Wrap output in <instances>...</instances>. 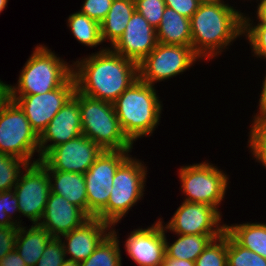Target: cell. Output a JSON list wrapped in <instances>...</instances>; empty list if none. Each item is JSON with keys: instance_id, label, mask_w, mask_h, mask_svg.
I'll return each mask as SVG.
<instances>
[{"instance_id": "cell-40", "label": "cell", "mask_w": 266, "mask_h": 266, "mask_svg": "<svg viewBox=\"0 0 266 266\" xmlns=\"http://www.w3.org/2000/svg\"><path fill=\"white\" fill-rule=\"evenodd\" d=\"M11 101V85L0 80V113Z\"/></svg>"}, {"instance_id": "cell-39", "label": "cell", "mask_w": 266, "mask_h": 266, "mask_svg": "<svg viewBox=\"0 0 266 266\" xmlns=\"http://www.w3.org/2000/svg\"><path fill=\"white\" fill-rule=\"evenodd\" d=\"M0 266H27L25 261L19 255V253L14 249L12 252L7 253V255L0 260Z\"/></svg>"}, {"instance_id": "cell-9", "label": "cell", "mask_w": 266, "mask_h": 266, "mask_svg": "<svg viewBox=\"0 0 266 266\" xmlns=\"http://www.w3.org/2000/svg\"><path fill=\"white\" fill-rule=\"evenodd\" d=\"M199 58L190 46L158 43L138 63L139 79L154 86L155 82L167 80L183 73Z\"/></svg>"}, {"instance_id": "cell-32", "label": "cell", "mask_w": 266, "mask_h": 266, "mask_svg": "<svg viewBox=\"0 0 266 266\" xmlns=\"http://www.w3.org/2000/svg\"><path fill=\"white\" fill-rule=\"evenodd\" d=\"M251 18L243 17V34L246 35L254 55L266 58V23H258L256 26L250 23Z\"/></svg>"}, {"instance_id": "cell-44", "label": "cell", "mask_w": 266, "mask_h": 266, "mask_svg": "<svg viewBox=\"0 0 266 266\" xmlns=\"http://www.w3.org/2000/svg\"><path fill=\"white\" fill-rule=\"evenodd\" d=\"M61 266H81V264L79 262L66 259Z\"/></svg>"}, {"instance_id": "cell-5", "label": "cell", "mask_w": 266, "mask_h": 266, "mask_svg": "<svg viewBox=\"0 0 266 266\" xmlns=\"http://www.w3.org/2000/svg\"><path fill=\"white\" fill-rule=\"evenodd\" d=\"M82 134L103 150H131L133 143L124 134L113 103L79 92Z\"/></svg>"}, {"instance_id": "cell-17", "label": "cell", "mask_w": 266, "mask_h": 266, "mask_svg": "<svg viewBox=\"0 0 266 266\" xmlns=\"http://www.w3.org/2000/svg\"><path fill=\"white\" fill-rule=\"evenodd\" d=\"M157 44L156 29L135 10L124 33L112 46V50L138 64Z\"/></svg>"}, {"instance_id": "cell-42", "label": "cell", "mask_w": 266, "mask_h": 266, "mask_svg": "<svg viewBox=\"0 0 266 266\" xmlns=\"http://www.w3.org/2000/svg\"><path fill=\"white\" fill-rule=\"evenodd\" d=\"M259 113L260 115H266V76L263 81L261 96L259 99Z\"/></svg>"}, {"instance_id": "cell-45", "label": "cell", "mask_w": 266, "mask_h": 266, "mask_svg": "<svg viewBox=\"0 0 266 266\" xmlns=\"http://www.w3.org/2000/svg\"><path fill=\"white\" fill-rule=\"evenodd\" d=\"M7 3H8V0H0V13L6 7Z\"/></svg>"}, {"instance_id": "cell-35", "label": "cell", "mask_w": 266, "mask_h": 266, "mask_svg": "<svg viewBox=\"0 0 266 266\" xmlns=\"http://www.w3.org/2000/svg\"><path fill=\"white\" fill-rule=\"evenodd\" d=\"M63 238H52L35 266H61L66 260L62 244Z\"/></svg>"}, {"instance_id": "cell-7", "label": "cell", "mask_w": 266, "mask_h": 266, "mask_svg": "<svg viewBox=\"0 0 266 266\" xmlns=\"http://www.w3.org/2000/svg\"><path fill=\"white\" fill-rule=\"evenodd\" d=\"M35 152L40 153L39 136L31 128L23 110L11 100L0 113V153L29 164Z\"/></svg>"}, {"instance_id": "cell-21", "label": "cell", "mask_w": 266, "mask_h": 266, "mask_svg": "<svg viewBox=\"0 0 266 266\" xmlns=\"http://www.w3.org/2000/svg\"><path fill=\"white\" fill-rule=\"evenodd\" d=\"M27 230L26 227L19 226L15 240V250L27 266H35L41 258L45 247L53 237L38 224L32 225Z\"/></svg>"}, {"instance_id": "cell-41", "label": "cell", "mask_w": 266, "mask_h": 266, "mask_svg": "<svg viewBox=\"0 0 266 266\" xmlns=\"http://www.w3.org/2000/svg\"><path fill=\"white\" fill-rule=\"evenodd\" d=\"M163 266H195V262L184 259L169 258L165 255Z\"/></svg>"}, {"instance_id": "cell-13", "label": "cell", "mask_w": 266, "mask_h": 266, "mask_svg": "<svg viewBox=\"0 0 266 266\" xmlns=\"http://www.w3.org/2000/svg\"><path fill=\"white\" fill-rule=\"evenodd\" d=\"M102 151L99 145L81 134L52 148L40 161L47 170L85 174Z\"/></svg>"}, {"instance_id": "cell-37", "label": "cell", "mask_w": 266, "mask_h": 266, "mask_svg": "<svg viewBox=\"0 0 266 266\" xmlns=\"http://www.w3.org/2000/svg\"><path fill=\"white\" fill-rule=\"evenodd\" d=\"M18 228L19 226H0V260H2L7 253H10L15 249Z\"/></svg>"}, {"instance_id": "cell-29", "label": "cell", "mask_w": 266, "mask_h": 266, "mask_svg": "<svg viewBox=\"0 0 266 266\" xmlns=\"http://www.w3.org/2000/svg\"><path fill=\"white\" fill-rule=\"evenodd\" d=\"M195 266H227V232L213 239L195 260Z\"/></svg>"}, {"instance_id": "cell-23", "label": "cell", "mask_w": 266, "mask_h": 266, "mask_svg": "<svg viewBox=\"0 0 266 266\" xmlns=\"http://www.w3.org/2000/svg\"><path fill=\"white\" fill-rule=\"evenodd\" d=\"M134 11V0H113L106 18L100 23L102 42L108 39L113 46L124 33Z\"/></svg>"}, {"instance_id": "cell-20", "label": "cell", "mask_w": 266, "mask_h": 266, "mask_svg": "<svg viewBox=\"0 0 266 266\" xmlns=\"http://www.w3.org/2000/svg\"><path fill=\"white\" fill-rule=\"evenodd\" d=\"M48 177L51 193L63 196L87 214V193L83 173L48 170Z\"/></svg>"}, {"instance_id": "cell-1", "label": "cell", "mask_w": 266, "mask_h": 266, "mask_svg": "<svg viewBox=\"0 0 266 266\" xmlns=\"http://www.w3.org/2000/svg\"><path fill=\"white\" fill-rule=\"evenodd\" d=\"M73 65L76 90L110 103L139 79L138 64L109 47Z\"/></svg>"}, {"instance_id": "cell-3", "label": "cell", "mask_w": 266, "mask_h": 266, "mask_svg": "<svg viewBox=\"0 0 266 266\" xmlns=\"http://www.w3.org/2000/svg\"><path fill=\"white\" fill-rule=\"evenodd\" d=\"M161 105L153 85L140 79L113 102L120 126L132 143L153 133L159 124Z\"/></svg>"}, {"instance_id": "cell-30", "label": "cell", "mask_w": 266, "mask_h": 266, "mask_svg": "<svg viewBox=\"0 0 266 266\" xmlns=\"http://www.w3.org/2000/svg\"><path fill=\"white\" fill-rule=\"evenodd\" d=\"M27 164L20 158L0 153V192L14 188L22 172L21 168Z\"/></svg>"}, {"instance_id": "cell-19", "label": "cell", "mask_w": 266, "mask_h": 266, "mask_svg": "<svg viewBox=\"0 0 266 266\" xmlns=\"http://www.w3.org/2000/svg\"><path fill=\"white\" fill-rule=\"evenodd\" d=\"M110 227L112 228L110 224L101 219L90 218L79 228L62 235L66 240V243L65 240L62 242L65 255L71 256L66 259L79 263L85 261L111 233Z\"/></svg>"}, {"instance_id": "cell-8", "label": "cell", "mask_w": 266, "mask_h": 266, "mask_svg": "<svg viewBox=\"0 0 266 266\" xmlns=\"http://www.w3.org/2000/svg\"><path fill=\"white\" fill-rule=\"evenodd\" d=\"M184 201L218 207L225 196L228 177L208 162L181 167L179 170Z\"/></svg>"}, {"instance_id": "cell-31", "label": "cell", "mask_w": 266, "mask_h": 266, "mask_svg": "<svg viewBox=\"0 0 266 266\" xmlns=\"http://www.w3.org/2000/svg\"><path fill=\"white\" fill-rule=\"evenodd\" d=\"M253 120L248 145L256 160L266 168V115L257 114Z\"/></svg>"}, {"instance_id": "cell-27", "label": "cell", "mask_w": 266, "mask_h": 266, "mask_svg": "<svg viewBox=\"0 0 266 266\" xmlns=\"http://www.w3.org/2000/svg\"><path fill=\"white\" fill-rule=\"evenodd\" d=\"M117 238V233L111 228V233L80 263L81 266H121L120 241Z\"/></svg>"}, {"instance_id": "cell-10", "label": "cell", "mask_w": 266, "mask_h": 266, "mask_svg": "<svg viewBox=\"0 0 266 266\" xmlns=\"http://www.w3.org/2000/svg\"><path fill=\"white\" fill-rule=\"evenodd\" d=\"M131 150H103L84 174L87 193V215L95 218L107 205L118 167Z\"/></svg>"}, {"instance_id": "cell-14", "label": "cell", "mask_w": 266, "mask_h": 266, "mask_svg": "<svg viewBox=\"0 0 266 266\" xmlns=\"http://www.w3.org/2000/svg\"><path fill=\"white\" fill-rule=\"evenodd\" d=\"M221 215L215 207L184 201L166 224L165 229L177 235L223 234L226 224L220 226Z\"/></svg>"}, {"instance_id": "cell-2", "label": "cell", "mask_w": 266, "mask_h": 266, "mask_svg": "<svg viewBox=\"0 0 266 266\" xmlns=\"http://www.w3.org/2000/svg\"><path fill=\"white\" fill-rule=\"evenodd\" d=\"M243 13L223 0L202 1L190 18L191 47L202 59L215 57L243 35Z\"/></svg>"}, {"instance_id": "cell-38", "label": "cell", "mask_w": 266, "mask_h": 266, "mask_svg": "<svg viewBox=\"0 0 266 266\" xmlns=\"http://www.w3.org/2000/svg\"><path fill=\"white\" fill-rule=\"evenodd\" d=\"M166 7L174 9L178 14L191 18L197 11L201 0H164Z\"/></svg>"}, {"instance_id": "cell-34", "label": "cell", "mask_w": 266, "mask_h": 266, "mask_svg": "<svg viewBox=\"0 0 266 266\" xmlns=\"http://www.w3.org/2000/svg\"><path fill=\"white\" fill-rule=\"evenodd\" d=\"M135 10L138 11L154 28L157 29L166 4L164 0H134Z\"/></svg>"}, {"instance_id": "cell-24", "label": "cell", "mask_w": 266, "mask_h": 266, "mask_svg": "<svg viewBox=\"0 0 266 266\" xmlns=\"http://www.w3.org/2000/svg\"><path fill=\"white\" fill-rule=\"evenodd\" d=\"M222 234H198L182 235L178 234V239L169 244L165 235V254L169 258L184 259L195 262L198 256L215 238Z\"/></svg>"}, {"instance_id": "cell-36", "label": "cell", "mask_w": 266, "mask_h": 266, "mask_svg": "<svg viewBox=\"0 0 266 266\" xmlns=\"http://www.w3.org/2000/svg\"><path fill=\"white\" fill-rule=\"evenodd\" d=\"M112 2L113 0H85L80 12L101 23L106 18Z\"/></svg>"}, {"instance_id": "cell-16", "label": "cell", "mask_w": 266, "mask_h": 266, "mask_svg": "<svg viewBox=\"0 0 266 266\" xmlns=\"http://www.w3.org/2000/svg\"><path fill=\"white\" fill-rule=\"evenodd\" d=\"M161 218L151 227L132 231L125 249L139 266H163L165 257V227Z\"/></svg>"}, {"instance_id": "cell-12", "label": "cell", "mask_w": 266, "mask_h": 266, "mask_svg": "<svg viewBox=\"0 0 266 266\" xmlns=\"http://www.w3.org/2000/svg\"><path fill=\"white\" fill-rule=\"evenodd\" d=\"M75 91L76 85L72 75L57 89L42 94L11 95V100L23 110L31 128L39 136Z\"/></svg>"}, {"instance_id": "cell-33", "label": "cell", "mask_w": 266, "mask_h": 266, "mask_svg": "<svg viewBox=\"0 0 266 266\" xmlns=\"http://www.w3.org/2000/svg\"><path fill=\"white\" fill-rule=\"evenodd\" d=\"M15 212L20 213V209L14 189L0 192V226H22L20 224L21 221L17 222V220H15V222L14 219H12L11 215H13Z\"/></svg>"}, {"instance_id": "cell-22", "label": "cell", "mask_w": 266, "mask_h": 266, "mask_svg": "<svg viewBox=\"0 0 266 266\" xmlns=\"http://www.w3.org/2000/svg\"><path fill=\"white\" fill-rule=\"evenodd\" d=\"M158 43L191 47L190 19L166 7L156 29Z\"/></svg>"}, {"instance_id": "cell-6", "label": "cell", "mask_w": 266, "mask_h": 266, "mask_svg": "<svg viewBox=\"0 0 266 266\" xmlns=\"http://www.w3.org/2000/svg\"><path fill=\"white\" fill-rule=\"evenodd\" d=\"M146 172L141 161L129 156L116 170L107 205L95 218L114 227L143 197Z\"/></svg>"}, {"instance_id": "cell-11", "label": "cell", "mask_w": 266, "mask_h": 266, "mask_svg": "<svg viewBox=\"0 0 266 266\" xmlns=\"http://www.w3.org/2000/svg\"><path fill=\"white\" fill-rule=\"evenodd\" d=\"M40 160L38 158L27 164L23 168L25 173L21 172L14 186L20 213L31 220L32 224H39L41 221L51 192L48 170Z\"/></svg>"}, {"instance_id": "cell-26", "label": "cell", "mask_w": 266, "mask_h": 266, "mask_svg": "<svg viewBox=\"0 0 266 266\" xmlns=\"http://www.w3.org/2000/svg\"><path fill=\"white\" fill-rule=\"evenodd\" d=\"M68 26L74 38L86 46L94 47L103 43L100 23L80 11L69 15Z\"/></svg>"}, {"instance_id": "cell-25", "label": "cell", "mask_w": 266, "mask_h": 266, "mask_svg": "<svg viewBox=\"0 0 266 266\" xmlns=\"http://www.w3.org/2000/svg\"><path fill=\"white\" fill-rule=\"evenodd\" d=\"M239 245L266 259V224L243 223L228 226L225 230Z\"/></svg>"}, {"instance_id": "cell-15", "label": "cell", "mask_w": 266, "mask_h": 266, "mask_svg": "<svg viewBox=\"0 0 266 266\" xmlns=\"http://www.w3.org/2000/svg\"><path fill=\"white\" fill-rule=\"evenodd\" d=\"M82 134L79 92L74 95L52 118L39 135V159H42L52 148L75 139ZM48 142H52L46 145Z\"/></svg>"}, {"instance_id": "cell-43", "label": "cell", "mask_w": 266, "mask_h": 266, "mask_svg": "<svg viewBox=\"0 0 266 266\" xmlns=\"http://www.w3.org/2000/svg\"><path fill=\"white\" fill-rule=\"evenodd\" d=\"M257 7L258 23H266V0H260Z\"/></svg>"}, {"instance_id": "cell-18", "label": "cell", "mask_w": 266, "mask_h": 266, "mask_svg": "<svg viewBox=\"0 0 266 266\" xmlns=\"http://www.w3.org/2000/svg\"><path fill=\"white\" fill-rule=\"evenodd\" d=\"M39 226L46 229L53 238H59L82 226L90 217L63 196L51 193Z\"/></svg>"}, {"instance_id": "cell-28", "label": "cell", "mask_w": 266, "mask_h": 266, "mask_svg": "<svg viewBox=\"0 0 266 266\" xmlns=\"http://www.w3.org/2000/svg\"><path fill=\"white\" fill-rule=\"evenodd\" d=\"M227 266H266V259L242 247L227 233Z\"/></svg>"}, {"instance_id": "cell-4", "label": "cell", "mask_w": 266, "mask_h": 266, "mask_svg": "<svg viewBox=\"0 0 266 266\" xmlns=\"http://www.w3.org/2000/svg\"><path fill=\"white\" fill-rule=\"evenodd\" d=\"M72 66L47 47L38 45L20 72L18 86L11 85V95L42 94L57 89L73 75Z\"/></svg>"}]
</instances>
